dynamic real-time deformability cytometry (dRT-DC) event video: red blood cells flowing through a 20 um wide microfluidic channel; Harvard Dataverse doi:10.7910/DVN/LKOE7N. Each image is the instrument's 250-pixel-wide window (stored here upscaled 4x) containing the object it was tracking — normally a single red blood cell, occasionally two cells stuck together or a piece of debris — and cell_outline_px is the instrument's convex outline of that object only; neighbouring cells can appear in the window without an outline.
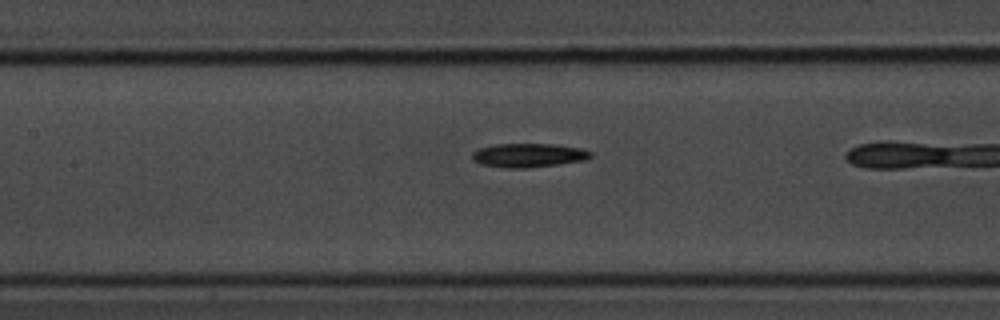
{"species": "common noctule bat (a hibernating species)", "species_latin": "Nyctalus noctula", "temperature_condition": "room temperature", "stored_images_in_passage": 12, "camera_frame_rate_fps": 3000, "um_per_image_px": 0.085, "animal": {"sex": "male", "body_mass_g": 20.1, "forearm_length_mm": 53.5}, "frame": {"image": 1, "passage_image": 10, "time_ms": 3.0, "image_size_px": [1000, 320], "cell_outline_px": [[592, 156], [584, 160], [560, 164], [528, 168], [504, 168], [480, 164], [472, 160], [472, 152], [476, 148], [496, 144], [556, 144], [584, 148], [592, 152]], "centroid_in_image_um": [44.91, 13.19], "position_along_channel_um": 162.5, "area_um2": 16.82}}